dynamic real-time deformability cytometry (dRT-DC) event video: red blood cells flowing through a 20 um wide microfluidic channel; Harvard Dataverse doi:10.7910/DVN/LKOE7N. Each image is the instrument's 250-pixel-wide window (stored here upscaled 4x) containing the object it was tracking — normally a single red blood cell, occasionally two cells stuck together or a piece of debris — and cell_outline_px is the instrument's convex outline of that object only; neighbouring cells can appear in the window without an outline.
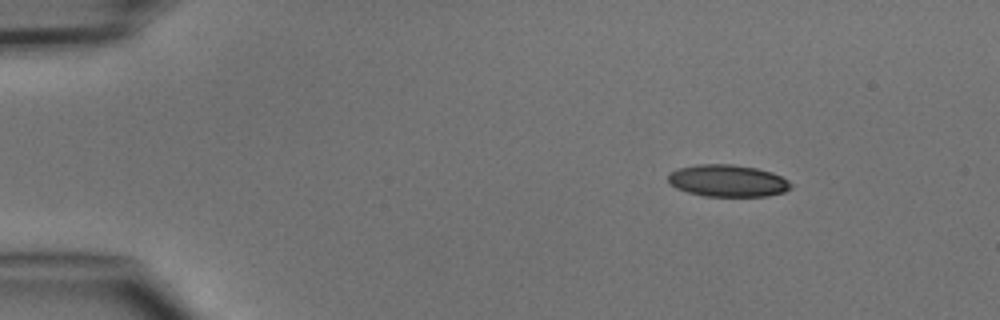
{"species": "common noctule bat (a hibernating species)", "species_latin": "Nyctalus noctula", "temperature_condition": "cold", "stored_images_in_passage": 4, "camera_frame_rate_fps": 3000, "um_per_image_px": 0.085, "animal": {"sex": "male", "body_mass_g": 15.6}, "frame": {"image": 1, "passage_image": 1, "time_ms": 0.0, "image_size_px": [1000, 320], "cell_outline_px": [[792, 188], [784, 192], [768, 196], [704, 196], [688, 192], [676, 188], [668, 184], [668, 172], [680, 168], [696, 164], [732, 164], [756, 168], [772, 172], [788, 180], [792, 184]], "centroid_in_image_um": [61.84, 15.36], "position_along_channel_um": 23.2, "area_um2": 23.06}}